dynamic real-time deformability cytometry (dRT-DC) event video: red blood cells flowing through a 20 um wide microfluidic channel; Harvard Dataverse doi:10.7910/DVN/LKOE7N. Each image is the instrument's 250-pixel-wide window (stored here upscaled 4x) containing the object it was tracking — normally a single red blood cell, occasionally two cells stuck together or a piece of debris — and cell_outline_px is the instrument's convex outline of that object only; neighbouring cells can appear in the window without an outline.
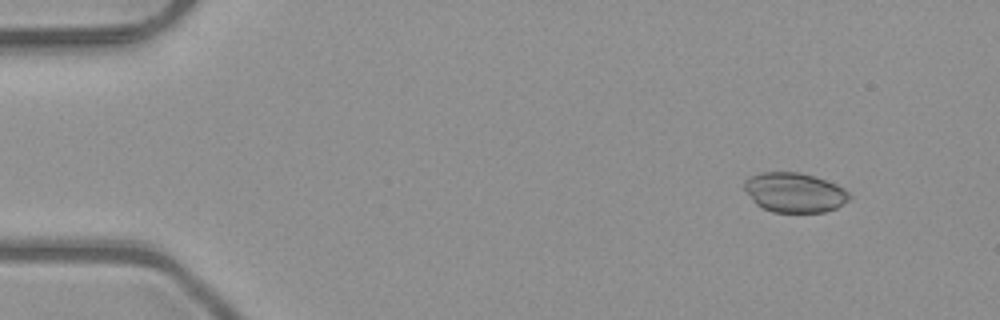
{"species": "common noctule bat (a hibernating species)", "species_latin": "Nyctalus noctula", "temperature_condition": "room temperature", "stored_images_in_passage": 4, "camera_frame_rate_fps": 3000, "um_per_image_px": 0.085, "animal": {"sex": "male", "body_mass_g": 23.1, "forearm_length_mm": 52.7}, "frame": {"image": 1, "passage_image": 1, "time_ms": 0.0, "image_size_px": [1000, 320], "cell_outline_px": [[852, 200], [836, 208], [824, 212], [772, 212], [756, 204], [752, 200], [744, 188], [744, 180], [760, 172], [800, 172], [836, 184], [844, 188], [852, 196]], "centroid_in_image_um": [67.56, 16.37], "position_along_channel_um": 17.4, "area_um2": 24.33}}
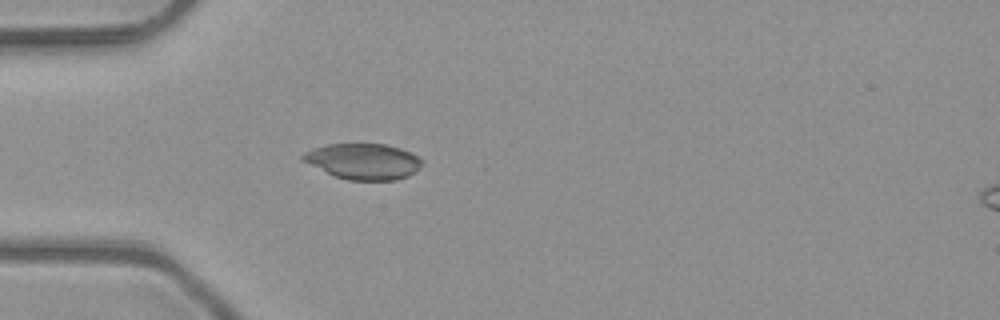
{"frame": {"image": 2, "passage_image": 4, "time_ms": 1.0, "image_size_px": [1000, 320], "cell_outline_px": [[424, 164], [408, 176], [396, 180], [348, 180], [336, 176], [300, 160], [300, 156], [304, 152], [312, 148], [328, 144], [388, 144], [412, 152], [424, 160]], "centroid_in_image_um": [30.91, 13.7], "position_along_channel_um": 54.1, "area_um2": 25.03}}